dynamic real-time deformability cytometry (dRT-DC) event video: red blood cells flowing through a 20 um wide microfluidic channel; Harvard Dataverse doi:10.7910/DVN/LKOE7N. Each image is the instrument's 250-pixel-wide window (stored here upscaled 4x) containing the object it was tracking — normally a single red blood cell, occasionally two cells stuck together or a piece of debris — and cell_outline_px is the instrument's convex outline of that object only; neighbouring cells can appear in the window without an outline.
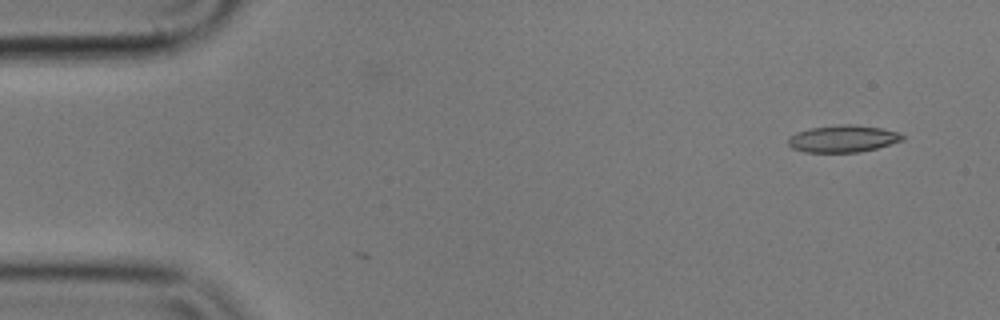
{"species": "common noctule bat (a hibernating species)", "species_latin": "Nyctalus noctula", "temperature_condition": "cold", "stored_images_in_passage": 3, "camera_frame_rate_fps": 3000, "um_per_image_px": 0.085, "animal": {"sex": "male", "body_mass_g": 17.9}, "frame": {"image": 1, "passage_image": 3, "time_ms": 0.667, "image_size_px": [1000, 320], "cell_outline_px": [[904, 140], [876, 148], [860, 152], [804, 152], [792, 148], [788, 144], [788, 140], [796, 132], [812, 128], [840, 124], [852, 124], [880, 128], [900, 132], [904, 136]], "centroid_in_image_um": [71.67, 11.79], "position_along_channel_um": 13.3, "area_um2": 17.92}}